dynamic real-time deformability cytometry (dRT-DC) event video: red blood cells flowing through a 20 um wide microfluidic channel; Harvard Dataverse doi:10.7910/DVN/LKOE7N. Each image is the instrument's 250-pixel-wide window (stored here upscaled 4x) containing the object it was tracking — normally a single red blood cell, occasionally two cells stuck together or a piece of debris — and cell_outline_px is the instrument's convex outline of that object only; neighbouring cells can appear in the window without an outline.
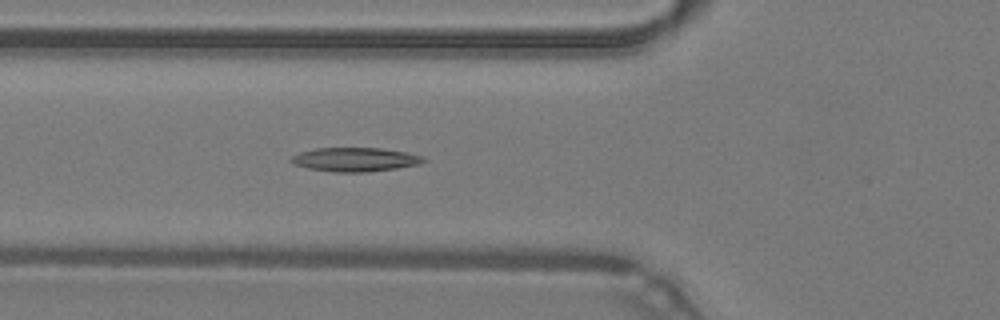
{"species": "common noctule bat (a hibernating species)", "species_latin": "Nyctalus noctula", "temperature_condition": "warm", "stored_images_in_passage": 47, "camera_frame_rate_fps": 3000, "um_per_image_px": 0.085, "animal": {"sex": "male", "body_mass_g": 19.2, "forearm_length_mm": 51.8}, "frame": {"image": 1, "passage_image": 17, "time_ms": 5.333, "image_size_px": [1000, 320], "cell_outline_px": [[428, 160], [420, 164], [396, 168], [368, 172], [336, 172], [308, 168], [292, 164], [288, 160], [292, 156], [300, 152], [316, 148], [380, 148], [408, 152], [424, 156]], "centroid_in_image_um": [30.2, 13.55], "position_along_channel_um": 95.6, "area_um2": 18.61}}
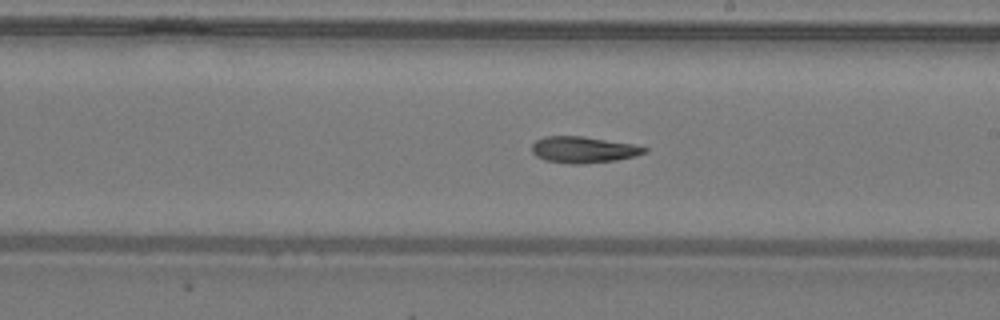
{"frame": {"image": 2, "passage_image": 27, "time_ms": 8.667, "image_size_px": [1000, 320], "cell_outline_px": [[648, 152], [636, 156], [616, 160], [584, 164], [572, 164], [544, 160], [536, 156], [532, 152], [532, 144], [536, 140], [544, 136], [584, 136], [632, 144], [648, 148]], "centroid_in_image_um": [49.59, 12.72], "position_along_channel_um": 239.4, "area_um2": 17.4}}
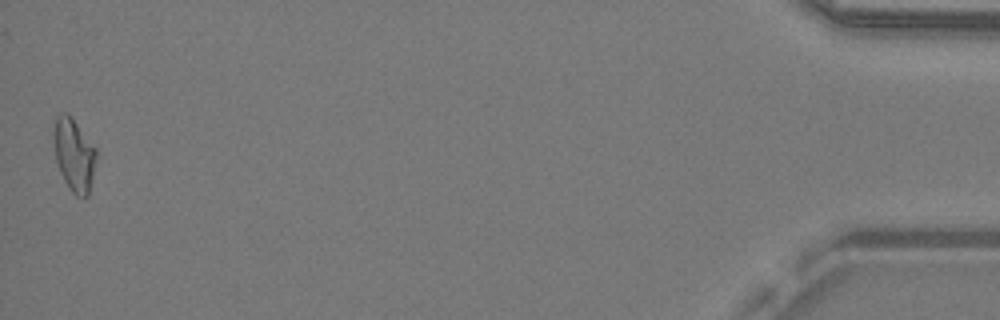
{"frame": {"image": 3, "passage_image": 47, "time_ms": 15.333, "image_size_px": [1000, 320], "cell_outline_px": [[96, 156], [88, 196], [84, 200], [76, 196], [68, 188], [60, 172], [56, 160], [52, 140], [52, 132], [56, 116], [60, 112], [68, 112], [72, 116], [96, 148]], "centroid_in_image_um": [6.26, 13.12], "position_along_channel_um": 428.9, "area_um2": 18.44}, "authors_computed_cell_mechanics": {"area_um2": 17.7446, "velocity_mm_per_s": 4.3083, "shape_relaxation_time_tau1_ms": null, "shape_relaxation_time_tau2_ms": 9.0192, "deformation_change_tau1": null, "deformation_change_tau2": 0.19}}